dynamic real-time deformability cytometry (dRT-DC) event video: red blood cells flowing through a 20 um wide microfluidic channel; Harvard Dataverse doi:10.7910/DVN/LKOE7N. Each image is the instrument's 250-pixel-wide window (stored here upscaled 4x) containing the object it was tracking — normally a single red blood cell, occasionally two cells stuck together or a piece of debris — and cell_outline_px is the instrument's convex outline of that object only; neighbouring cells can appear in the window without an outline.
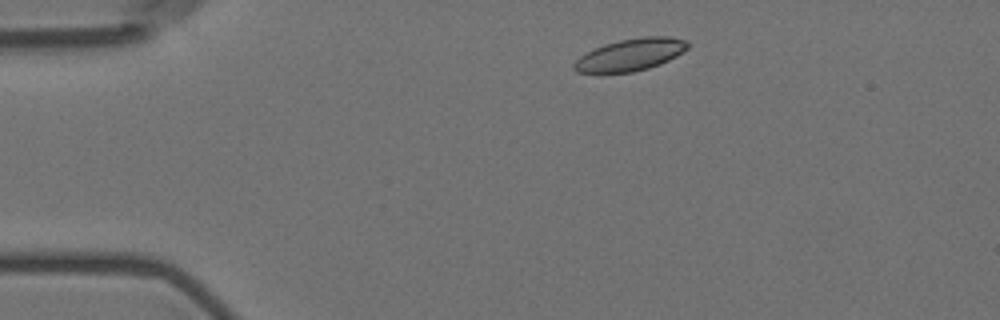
{"species": "Egyptian fruit bat (a non-hibernating species)", "species_latin": "Rousettus aegyptiacus", "temperature_condition": "room temperature", "stored_images_in_passage": 3, "camera_frame_rate_fps": 3000, "um_per_image_px": 0.085, "animal": {"sex": "female"}, "frame": {"image": 1, "passage_image": 2, "time_ms": 1.333, "image_size_px": [1000, 320], "cell_outline_px": [[688, 48], [676, 56], [660, 64], [648, 68], [632, 72], [576, 72], [572, 68], [572, 64], [580, 56], [604, 44], [620, 40], [644, 36], [668, 36], [688, 40]], "centroid_in_image_um": [53.6, 4.64], "position_along_channel_um": 31.4, "area_um2": 21.1}}